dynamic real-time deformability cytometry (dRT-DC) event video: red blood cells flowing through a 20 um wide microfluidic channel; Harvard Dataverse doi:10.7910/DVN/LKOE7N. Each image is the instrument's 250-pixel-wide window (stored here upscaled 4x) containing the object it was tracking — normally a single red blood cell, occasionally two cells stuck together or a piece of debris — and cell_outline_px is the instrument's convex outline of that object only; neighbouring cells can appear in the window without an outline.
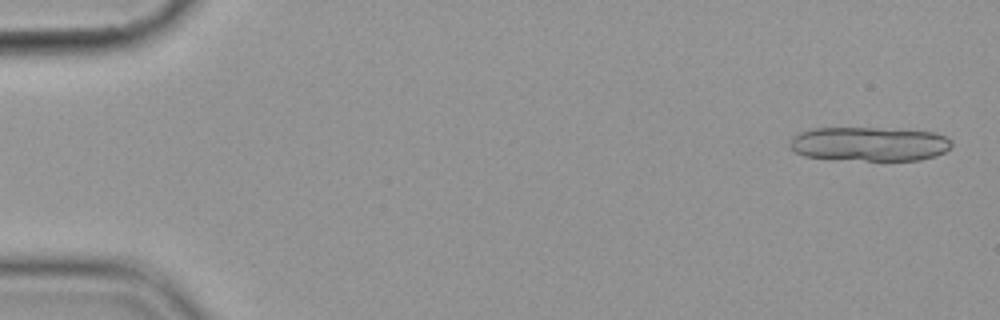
{"species": "common noctule bat (a hibernating species)", "species_latin": "Nyctalus noctula", "temperature_condition": "cold", "stored_images_in_passage": 5, "camera_frame_rate_fps": 3000, "um_per_image_px": 0.085, "animal": {"sex": "female", "body_mass_g": 19.9}, "frame": {"image": 1, "passage_image": 1, "time_ms": 0.0, "image_size_px": [1000, 320], "cell_outline_px": [[952, 144], [944, 152], [936, 156], [920, 160], [864, 160], [804, 156], [796, 152], [788, 144], [792, 136], [800, 132], [812, 128], [876, 128], [936, 132], [952, 140]], "centroid_in_image_um": [73.9, 12.23], "position_along_channel_um": 11.1, "area_um2": 32.08}}